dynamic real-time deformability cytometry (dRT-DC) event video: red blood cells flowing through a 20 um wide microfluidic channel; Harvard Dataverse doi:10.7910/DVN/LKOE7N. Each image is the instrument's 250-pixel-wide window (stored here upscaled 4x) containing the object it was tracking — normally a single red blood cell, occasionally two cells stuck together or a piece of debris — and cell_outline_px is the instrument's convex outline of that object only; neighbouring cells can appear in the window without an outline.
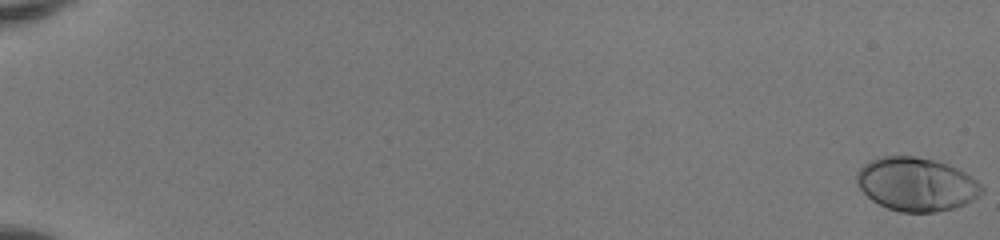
{"species": "human", "species_latin": "Homo sapiens", "temperature_condition": "room temperature", "stored_images_in_passage": 53, "camera_frame_rate_fps": 3000, "um_per_image_px": 0.085, "donor": {"sex": "female"}, "frame": {"image": 1, "passage_image": 1, "time_ms": 0.0, "image_size_px": [1000, 240], "cell_outline_px": [[984, 192], [980, 196], [956, 208], [936, 212], [900, 212], [888, 208], [872, 200], [856, 184], [856, 172], [868, 160], [880, 156], [916, 156], [948, 164], [964, 172], [976, 180], [984, 188]], "centroid_in_image_um": [77.88, 15.66], "position_along_channel_um": 7.1, "area_um2": 39.13}}
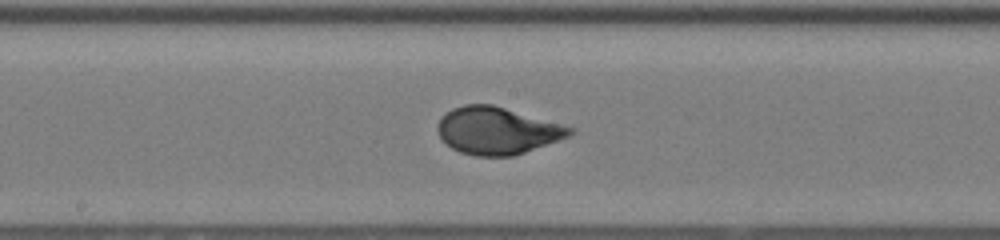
{"frame": {"image": 2, "passage_image": 31, "time_ms": 10.0, "image_size_px": [1000, 240], "cell_outline_px": [[576, 132], [568, 136], [524, 152], [512, 156], [476, 156], [460, 152], [452, 148], [440, 136], [436, 128], [436, 124], [452, 108], [464, 104], [492, 104], [576, 128]], "centroid_in_image_um": [42.26, 11.1], "position_along_channel_um": 205.9, "area_um2": 36.01}}
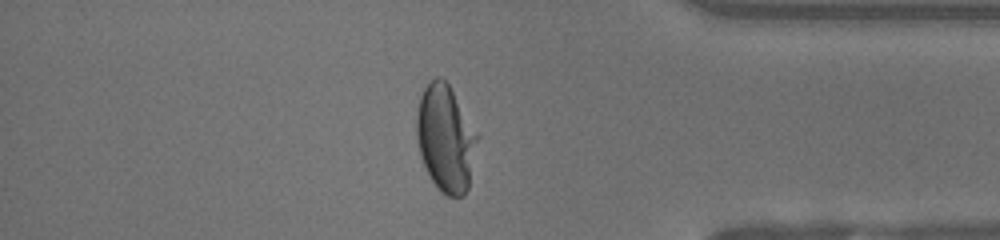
{"frame": {"image": 3, "passage_image": 46, "time_ms": 15.0, "image_size_px": [1000, 240], "cell_outline_px": [[480, 136], [468, 188], [464, 196], [448, 196], [440, 192], [432, 180], [420, 156], [416, 136], [416, 116], [420, 96], [424, 88], [436, 76], [440, 76], [448, 84]], "centroid_in_image_um": [37.89, 11.77], "position_along_channel_um": 397.3, "area_um2": 37.92}, "authors_computed_cell_mechanics": {"area_um2": 36.1828, "velocity_mm_per_s": 4.1435, "shape_relaxation_time_tau1_ms": 3.645, "shape_relaxation_time_tau2_ms": null, "deformation_change_tau1": 0.1951, "deformation_change_tau2": null}}